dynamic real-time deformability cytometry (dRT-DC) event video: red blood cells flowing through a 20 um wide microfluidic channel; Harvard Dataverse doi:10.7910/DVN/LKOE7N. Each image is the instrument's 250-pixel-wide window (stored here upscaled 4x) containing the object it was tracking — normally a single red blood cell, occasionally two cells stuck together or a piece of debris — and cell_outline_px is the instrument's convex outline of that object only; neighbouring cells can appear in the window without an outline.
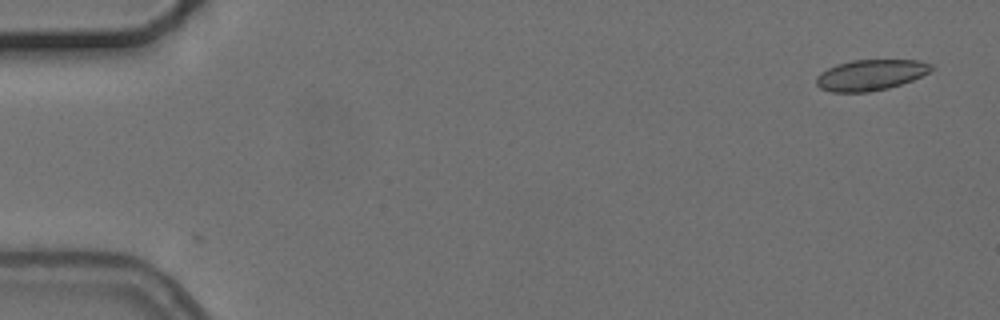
{"species": "common noctule bat (a hibernating species)", "species_latin": "Nyctalus noctula", "temperature_condition": "cold", "stored_images_in_passage": 4, "camera_frame_rate_fps": 3000, "um_per_image_px": 0.085, "animal": {"sex": "female", "body_mass_g": 24.6, "forearm_length_mm": 56.2}, "frame": {"image": 1, "passage_image": 1, "time_ms": 0.0, "image_size_px": [1000, 320], "cell_outline_px": [[936, 68], [912, 80], [888, 88], [868, 92], [832, 92], [820, 88], [816, 84], [816, 76], [820, 72], [836, 64], [852, 60], [920, 60], [932, 64]], "centroid_in_image_um": [73.99, 6.36], "position_along_channel_um": 11.0, "area_um2": 20.69}}
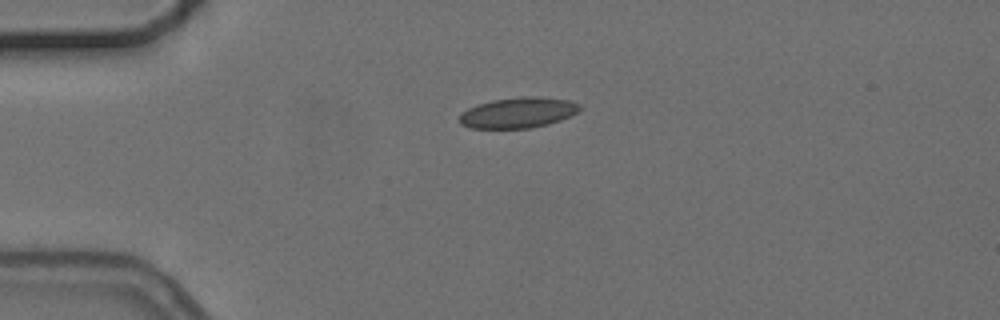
{"frame": {"image": 2, "passage_image": 3, "time_ms": 3.667, "image_size_px": [1000, 320], "cell_outline_px": [[580, 108], [576, 112], [560, 120], [548, 124], [532, 128], [472, 128], [460, 124], [460, 112], [476, 104], [492, 100], [524, 96], [536, 96], [568, 100], [580, 104]], "centroid_in_image_um": [44.0, 9.57], "position_along_channel_um": 41.0, "area_um2": 21.39}}